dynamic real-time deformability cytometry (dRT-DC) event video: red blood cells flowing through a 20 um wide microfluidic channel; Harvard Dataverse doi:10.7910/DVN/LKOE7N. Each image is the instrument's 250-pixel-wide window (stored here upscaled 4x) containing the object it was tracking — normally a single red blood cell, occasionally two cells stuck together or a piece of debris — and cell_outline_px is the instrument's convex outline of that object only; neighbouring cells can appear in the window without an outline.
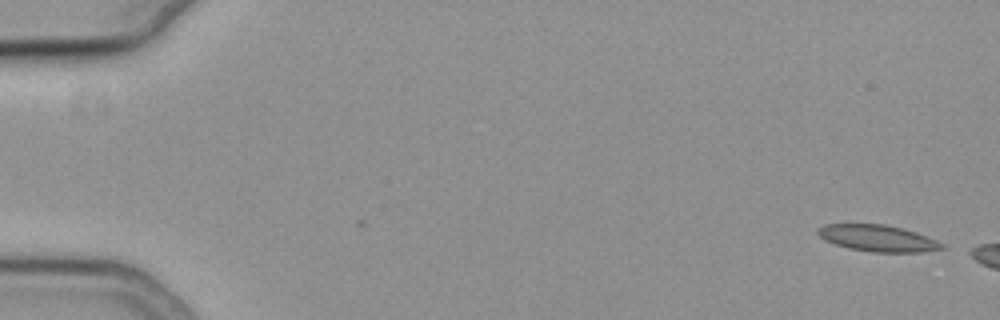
{"species": "common noctule bat (a hibernating species)", "species_latin": "Nyctalus noctula", "temperature_condition": "cold", "stored_images_in_passage": 12, "camera_frame_rate_fps": 3000, "um_per_image_px": 0.085, "animal": {"sex": "female", "body_mass_g": 19.3, "forearm_length_mm": 54.1}, "frame": {"image": 1, "passage_image": 1, "time_ms": 0.0, "image_size_px": [1000, 320], "cell_outline_px": [[948, 248], [920, 252], [872, 252], [848, 248], [824, 240], [816, 232], [816, 228], [824, 224], [884, 224], [916, 232], [936, 240], [944, 244]], "centroid_in_image_um": [74.6, 20.25], "position_along_channel_um": 10.4, "area_um2": 19.19}}